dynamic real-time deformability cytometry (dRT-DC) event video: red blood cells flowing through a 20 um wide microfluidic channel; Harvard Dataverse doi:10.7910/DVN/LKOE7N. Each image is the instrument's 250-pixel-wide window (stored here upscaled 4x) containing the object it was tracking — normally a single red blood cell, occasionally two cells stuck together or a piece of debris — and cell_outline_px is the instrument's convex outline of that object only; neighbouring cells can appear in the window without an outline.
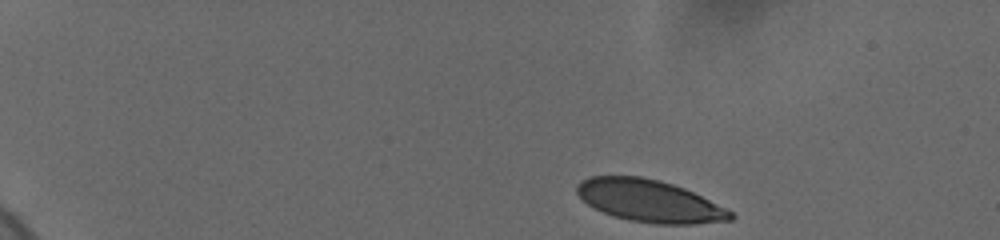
{"species": "human", "species_latin": "Homo sapiens", "temperature_condition": "cold", "stored_images_in_passage": 42, "camera_frame_rate_fps": 3000, "um_per_image_px": 0.085, "donor": {"sex": "female"}, "frame": {"image": 1, "passage_image": 1, "time_ms": 0.0, "image_size_px": [1000, 240], "cell_outline_px": [[736, 216], [732, 220], [692, 224], [656, 224], [628, 220], [612, 216], [588, 204], [576, 192], [576, 188], [580, 180], [588, 176], [640, 176], [660, 180], [684, 188], [732, 212]], "centroid_in_image_um": [55.18, 17.08], "position_along_channel_um": 29.8, "area_um2": 37.51}}
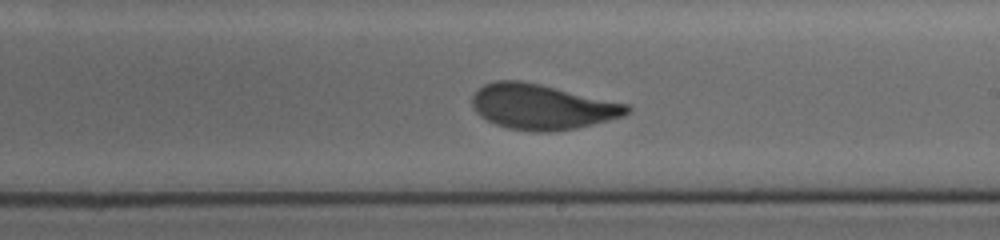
{"frame": {"image": 2, "passage_image": 23, "time_ms": 9.0, "image_size_px": [1000, 240], "cell_outline_px": [[632, 108], [624, 116], [576, 128], [548, 132], [536, 132], [508, 128], [496, 124], [480, 116], [476, 112], [472, 104], [472, 96], [484, 84], [496, 80], [520, 80], [540, 84], [628, 104]], "centroid_in_image_um": [46.06, 9.07], "position_along_channel_um": 242.9, "area_um2": 40.58}}
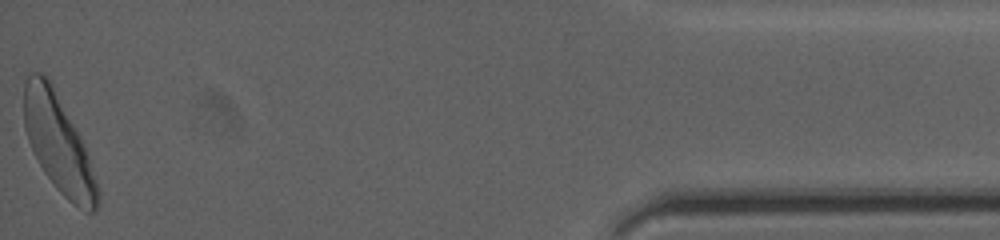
{"frame": {"image": 3, "passage_image": 42, "time_ms": 16.0, "image_size_px": [1000, 240], "cell_outline_px": [[100, 204], [92, 212], [84, 212], [72, 204], [56, 188], [44, 172], [28, 140], [24, 128], [24, 84], [28, 72], [40, 72], [48, 80], [84, 144], [100, 192]], "centroid_in_image_um": [4.97, 12.27], "position_along_channel_um": 430.2, "area_um2": 41.04}, "authors_computed_cell_mechanics": {"area_um2": 40.4311, "velocity_mm_per_s": 3.6448, "shape_relaxation_time_tau1_ms": 3.0768, "shape_relaxation_time_tau2_ms": null, "deformation_change_tau1": 0.1485, "deformation_change_tau2": null}}